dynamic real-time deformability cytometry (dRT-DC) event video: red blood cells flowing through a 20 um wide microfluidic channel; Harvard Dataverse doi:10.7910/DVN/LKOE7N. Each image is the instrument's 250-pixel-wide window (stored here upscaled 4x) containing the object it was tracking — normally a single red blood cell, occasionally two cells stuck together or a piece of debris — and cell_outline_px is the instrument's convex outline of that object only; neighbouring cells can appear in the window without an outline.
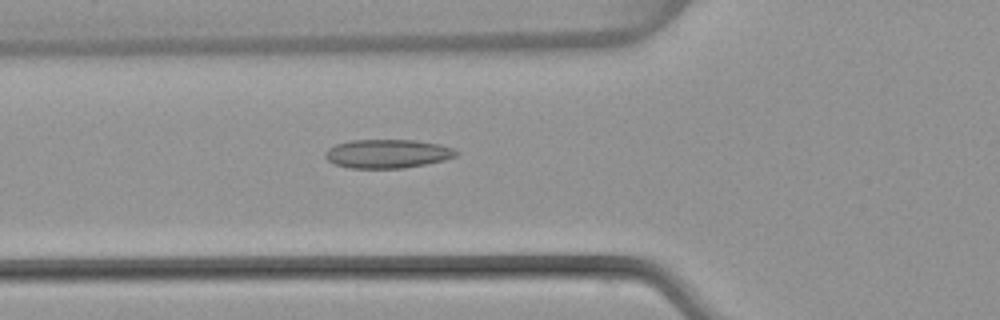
{"species": "common noctule bat (a hibernating species)", "species_latin": "Nyctalus noctula", "temperature_condition": "warm", "stored_images_in_passage": 50, "camera_frame_rate_fps": 3000, "um_per_image_px": 0.085, "animal": {"sex": "female", "body_mass_g": 22.7, "forearm_length_mm": 54.2}, "frame": {"image": 1, "passage_image": 18, "time_ms": 5.667, "image_size_px": [1000, 320], "cell_outline_px": [[460, 152], [456, 156], [444, 160], [404, 168], [352, 168], [336, 164], [328, 160], [324, 156], [324, 152], [328, 148], [336, 144], [352, 140], [416, 140], [440, 144], [452, 148]], "centroid_in_image_um": [32.94, 13.06], "position_along_channel_um": 92.9, "area_um2": 21.91}}
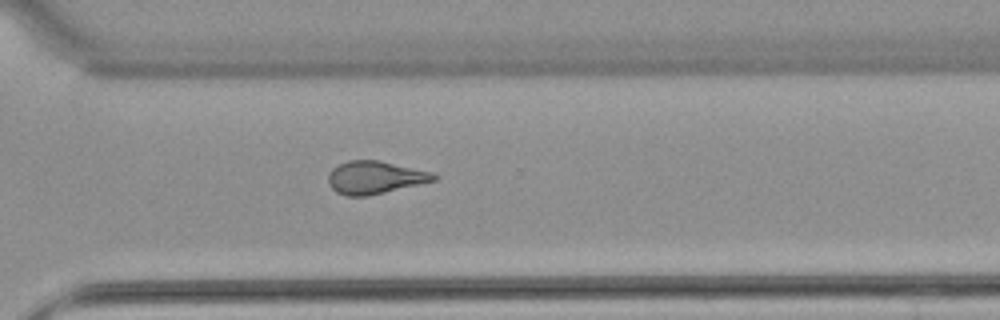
{"frame": {"image": 2, "passage_image": 36, "time_ms": 11.667, "image_size_px": [1000, 320], "cell_outline_px": [[440, 176], [436, 180], [420, 184], [368, 196], [344, 196], [336, 192], [328, 184], [328, 176], [332, 168], [348, 160], [376, 160], [432, 172]], "centroid_in_image_um": [31.86, 15.1], "position_along_channel_um": 338.7, "area_um2": 20.11}}
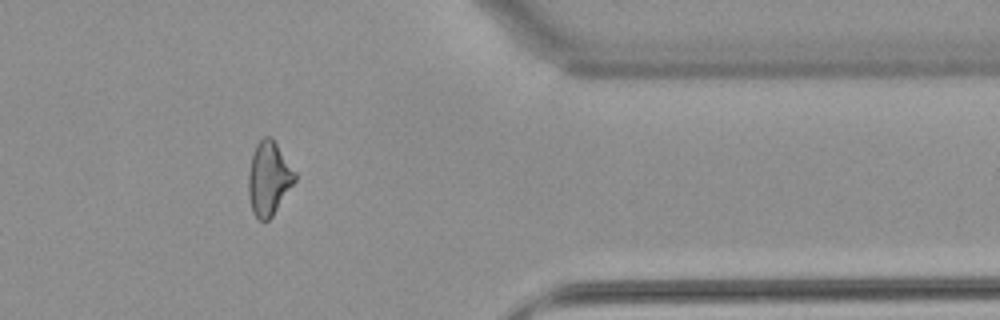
{"frame": {"image": 3, "passage_image": 41, "time_ms": 13.333, "image_size_px": [1000, 320], "cell_outline_px": [[296, 180], [272, 216], [268, 220], [260, 220], [252, 212], [248, 196], [248, 172], [252, 156], [256, 144], [264, 136], [272, 136], [296, 172]], "centroid_in_image_um": [22.84, 15.14], "position_along_channel_um": 388.6, "area_um2": 20.0}, "authors_computed_cell_mechanics": {"area_um2": 20.6057, "velocity_mm_per_s": 4.0989, "shape_relaxation_time_tau1_ms": null, "shape_relaxation_time_tau2_ms": 2.135, "deformation_change_tau1": null, "deformation_change_tau2": 0.105}}